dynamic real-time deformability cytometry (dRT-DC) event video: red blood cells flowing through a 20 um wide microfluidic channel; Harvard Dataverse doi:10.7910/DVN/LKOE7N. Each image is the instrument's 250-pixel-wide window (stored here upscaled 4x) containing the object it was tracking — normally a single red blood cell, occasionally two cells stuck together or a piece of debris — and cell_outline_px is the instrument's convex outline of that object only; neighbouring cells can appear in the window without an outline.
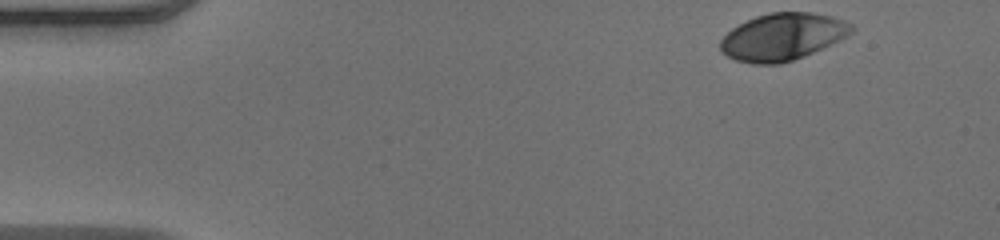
{"species": "human", "species_latin": "Homo sapiens", "temperature_condition": "warm", "stored_images_in_passage": 46, "camera_frame_rate_fps": 3000, "um_per_image_px": 0.085, "donor": {"sex": "male"}, "frame": {"image": 1, "passage_image": 1, "time_ms": 0.0, "image_size_px": [1000, 240], "cell_outline_px": [[856, 28], [848, 36], [840, 40], [804, 56], [780, 64], [752, 64], [736, 60], [720, 52], [720, 40], [732, 28], [756, 16], [772, 12], [812, 12], [832, 16], [844, 20], [852, 24]], "centroid_in_image_um": [66.54, 3.13], "position_along_channel_um": 18.5, "area_um2": 36.07}}
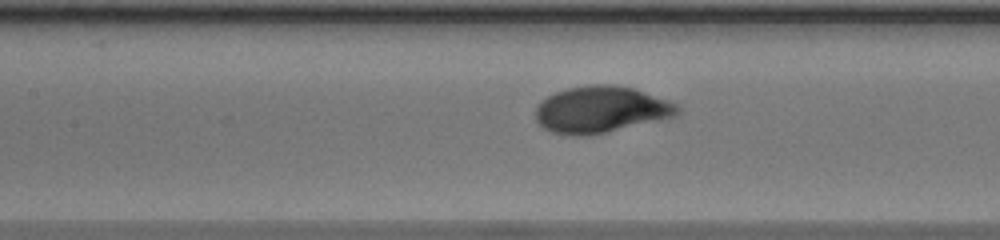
{"frame": {"image": 2, "passage_image": 19, "time_ms": 6.0, "image_size_px": [1000, 240], "cell_outline_px": [[680, 112], [672, 116], [604, 132], [552, 132], [544, 128], [536, 120], [536, 108], [540, 100], [556, 92], [568, 88], [588, 84], [616, 84], [632, 88], [676, 104], [680, 108]], "centroid_in_image_um": [51.04, 9.24], "position_along_channel_um": 156.4, "area_um2": 36.93}}
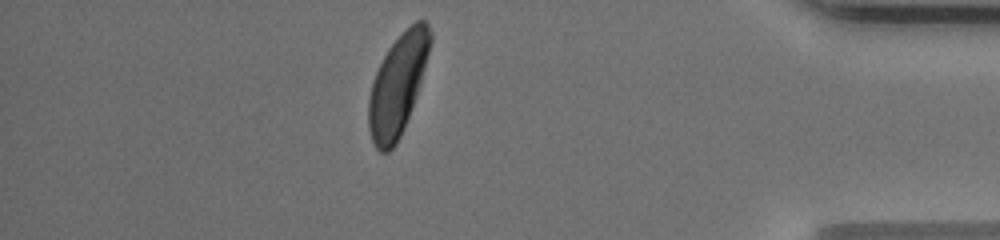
{"frame": {"image": 3, "passage_image": 40, "time_ms": 13.0, "image_size_px": [1000, 240], "cell_outline_px": [[432, 40], [420, 84], [416, 96], [404, 128], [396, 144], [388, 152], [380, 152], [376, 148], [372, 140], [368, 128], [368, 100], [372, 84], [376, 72], [388, 48], [416, 20], [424, 20], [428, 24], [432, 32]], "centroid_in_image_um": [33.8, 7.24], "position_along_channel_um": 401.4, "area_um2": 35.66}, "authors_computed_cell_mechanics": {"area_um2": 35.9227, "velocity_mm_per_s": 4.058, "shape_relaxation_time_tau1_ms": 2.9281, "shape_relaxation_time_tau2_ms": null, "deformation_change_tau1": 0.1914, "deformation_change_tau2": null}}